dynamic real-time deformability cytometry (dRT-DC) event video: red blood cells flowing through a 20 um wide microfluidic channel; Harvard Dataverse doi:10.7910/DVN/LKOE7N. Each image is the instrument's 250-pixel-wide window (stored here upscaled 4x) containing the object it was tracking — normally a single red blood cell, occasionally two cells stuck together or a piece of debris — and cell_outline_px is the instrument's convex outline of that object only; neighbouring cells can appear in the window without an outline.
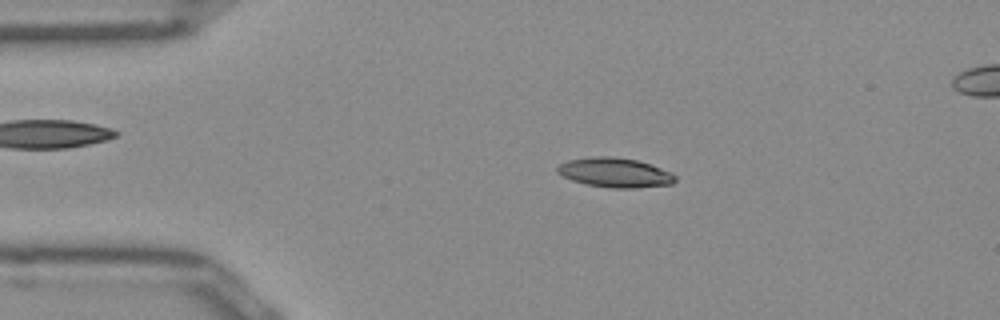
{"species": "Egyptian fruit bat (a non-hibernating species)", "species_latin": "Rousettus aegyptiacus", "temperature_condition": "room temperature", "stored_images_in_passage": 51, "segment_of_instrument_passage": [1, 2], "camera_frame_rate_fps": 3000, "um_per_image_px": 0.085, "frame": {"image": 1, "passage_image": 9, "time_ms": 2.667, "image_size_px": [1000, 320], "cell_outline_px": [[676, 180], [672, 184], [636, 188], [612, 188], [588, 184], [572, 180], [556, 172], [556, 168], [560, 164], [568, 160], [596, 156], [612, 156], [636, 160], [660, 168], [676, 176]], "centroid_in_image_um": [52.25, 14.67], "position_along_channel_um": 32.7, "area_um2": 20.0}}
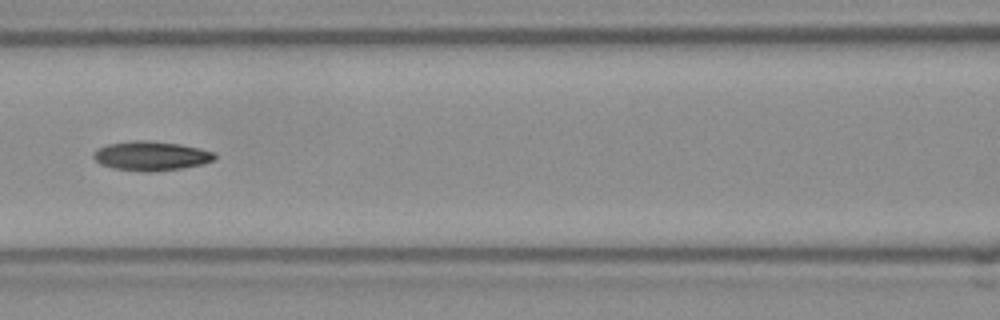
{"frame": {"image": 2, "passage_image": 21, "time_ms": 6.667, "image_size_px": [1000, 320], "cell_outline_px": [[216, 156], [212, 160], [200, 164], [180, 168], [152, 172], [140, 172], [112, 168], [100, 164], [92, 156], [92, 152], [96, 148], [108, 144], [132, 140], [148, 140], [180, 144], [200, 148], [216, 152]], "centroid_in_image_um": [12.79, 13.24], "position_along_channel_um": 153.8, "area_um2": 20.87}}
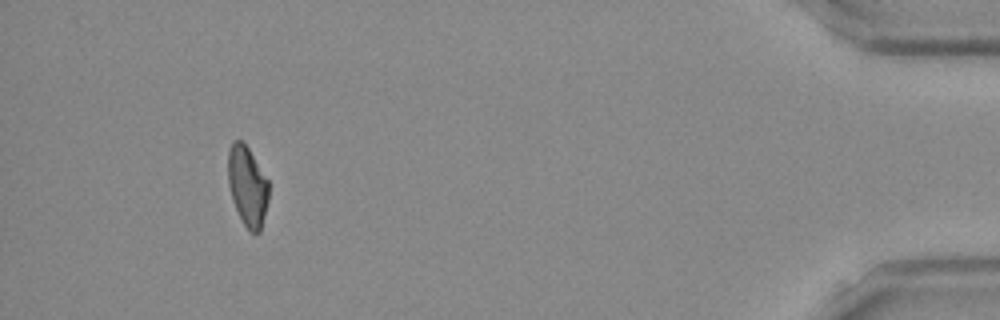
{"frame": {"image": 3, "passage_image": 46, "time_ms": 15.0, "image_size_px": [1000, 320], "cell_outline_px": [[268, 200], [260, 232], [248, 232], [232, 200], [228, 184], [228, 148], [232, 140], [240, 140], [248, 148], [268, 180]], "centroid_in_image_um": [21.01, 15.81], "position_along_channel_um": 414.2, "area_um2": 18.84}}